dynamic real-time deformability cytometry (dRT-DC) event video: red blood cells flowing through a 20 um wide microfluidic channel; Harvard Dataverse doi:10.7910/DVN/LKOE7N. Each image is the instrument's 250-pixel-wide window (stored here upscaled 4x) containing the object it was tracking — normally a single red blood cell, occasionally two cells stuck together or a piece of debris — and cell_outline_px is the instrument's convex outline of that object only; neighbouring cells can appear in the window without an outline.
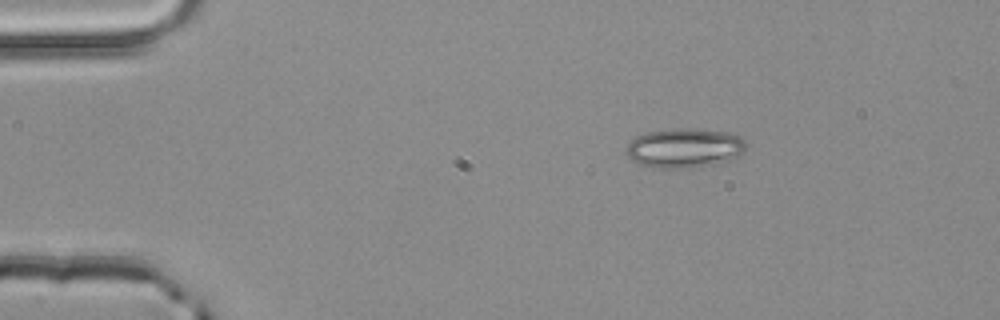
{"species": "common noctule bat (a hibernating species)", "species_latin": "Nyctalus noctula", "temperature_condition": "room temperature", "stored_images_in_passage": 45, "camera_frame_rate_fps": 3000, "um_per_image_px": 0.085, "animal": {"sex": "male", "body_mass_g": 20.4}, "frame": {"image": 1, "passage_image": 1, "time_ms": 0.0, "image_size_px": [1000, 320], "cell_outline_px": [[748, 144], [744, 152], [728, 160], [688, 168], [652, 168], [640, 164], [632, 160], [624, 152], [628, 144], [636, 136], [648, 132], [672, 128], [700, 128], [728, 132], [740, 136]], "centroid_in_image_um": [58.17, 12.56], "position_along_channel_um": 26.8, "area_um2": 27.74}}
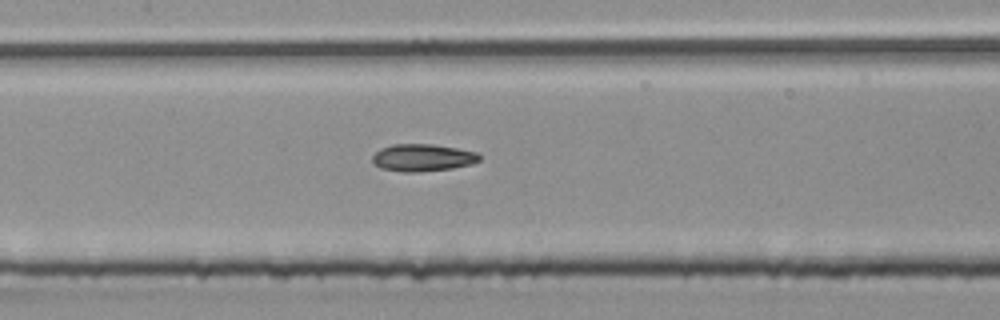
{"frame": {"image": 2, "passage_image": 17, "time_ms": 5.333, "image_size_px": [1000, 320], "cell_outline_px": [[480, 160], [472, 164], [452, 168], [416, 172], [404, 172], [380, 168], [372, 164], [372, 156], [380, 148], [392, 144], [432, 144], [480, 152]], "centroid_in_image_um": [35.91, 13.4], "position_along_channel_um": 171.5, "area_um2": 17.17}}
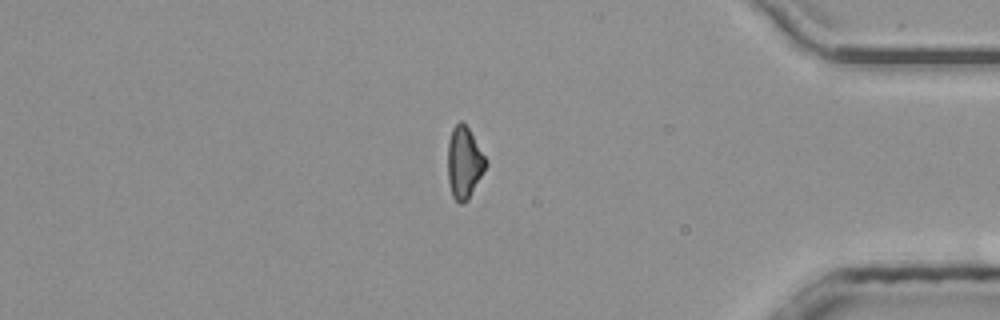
{"frame": {"image": 3, "passage_image": 36, "time_ms": 11.667, "image_size_px": [1000, 320], "cell_outline_px": [[488, 164], [468, 200], [460, 204], [452, 196], [448, 180], [448, 140], [452, 128], [460, 120], [468, 128], [488, 160]], "centroid_in_image_um": [39.46, 13.82], "position_along_channel_um": 395.7, "area_um2": 15.95}, "authors_computed_cell_mechanics": {"area_um2": 16.4152, "velocity_mm_per_s": 4.0434, "shape_relaxation_time_tau1_ms": null, "shape_relaxation_time_tau2_ms": 10.1458, "deformation_change_tau1": null, "deformation_change_tau2": 0.2118}}